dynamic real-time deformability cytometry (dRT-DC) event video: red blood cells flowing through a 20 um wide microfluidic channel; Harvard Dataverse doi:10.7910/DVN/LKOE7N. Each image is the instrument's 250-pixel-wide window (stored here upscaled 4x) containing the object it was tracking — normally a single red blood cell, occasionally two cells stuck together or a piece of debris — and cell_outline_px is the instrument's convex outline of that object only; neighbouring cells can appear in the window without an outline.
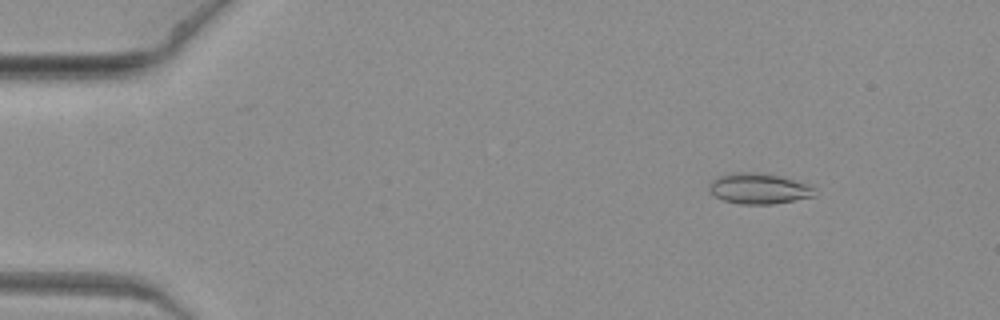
{"species": "common noctule bat (a hibernating species)", "species_latin": "Nyctalus noctula", "temperature_condition": "warm", "stored_images_in_passage": 11, "camera_frame_rate_fps": 3000, "um_per_image_px": 0.085, "animal": {"sex": "female", "body_mass_g": 19.3, "forearm_length_mm": 54.1}, "frame": {"image": 1, "passage_image": 2, "time_ms": 0.333, "image_size_px": [1000, 320], "cell_outline_px": [[816, 196], [772, 204], [740, 204], [724, 200], [708, 192], [708, 184], [712, 180], [720, 176], [736, 172], [752, 172], [776, 176], [792, 180], [804, 184], [812, 188]], "centroid_in_image_um": [64.42, 16.04], "position_along_channel_um": 20.6, "area_um2": 18.38}}
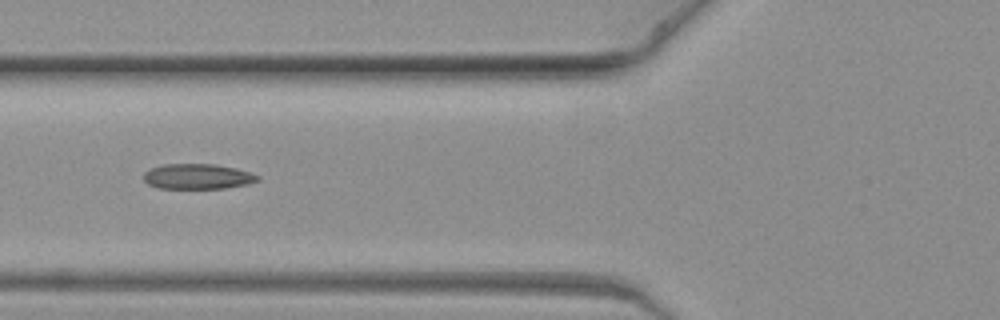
{"frame": {"image": 2, "passage_image": 8, "time_ms": 2.333, "image_size_px": [1000, 320], "cell_outline_px": [[260, 180], [248, 184], [224, 188], [156, 188], [148, 184], [144, 180], [144, 172], [152, 168], [164, 164], [216, 164], [236, 168], [260, 176]], "centroid_in_image_um": [16.8, 15.0], "position_along_channel_um": 109.0, "area_um2": 16.76}}
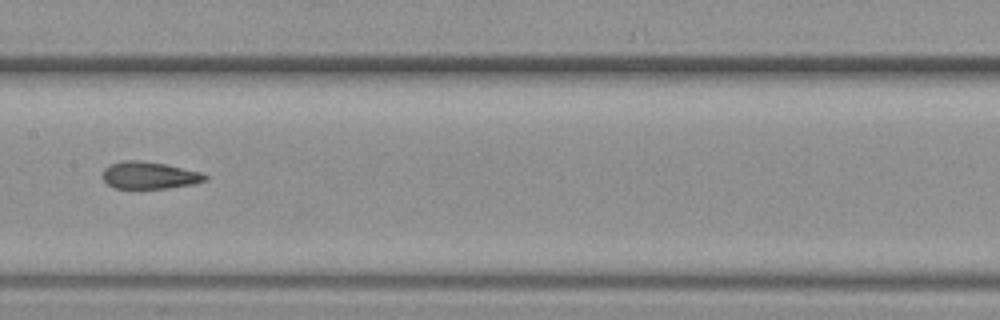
{"frame": {"image": 3, "passage_image": 10, "time_ms": 3.0, "image_size_px": [1000, 320], "cell_outline_px": [[208, 180], [192, 184], [168, 188], [116, 188], [108, 184], [100, 176], [104, 168], [108, 164], [124, 160], [140, 160], [164, 164], [200, 172], [208, 176]], "centroid_in_image_um": [12.65, 14.89], "position_along_channel_um": 194.8, "area_um2": 16.24}}